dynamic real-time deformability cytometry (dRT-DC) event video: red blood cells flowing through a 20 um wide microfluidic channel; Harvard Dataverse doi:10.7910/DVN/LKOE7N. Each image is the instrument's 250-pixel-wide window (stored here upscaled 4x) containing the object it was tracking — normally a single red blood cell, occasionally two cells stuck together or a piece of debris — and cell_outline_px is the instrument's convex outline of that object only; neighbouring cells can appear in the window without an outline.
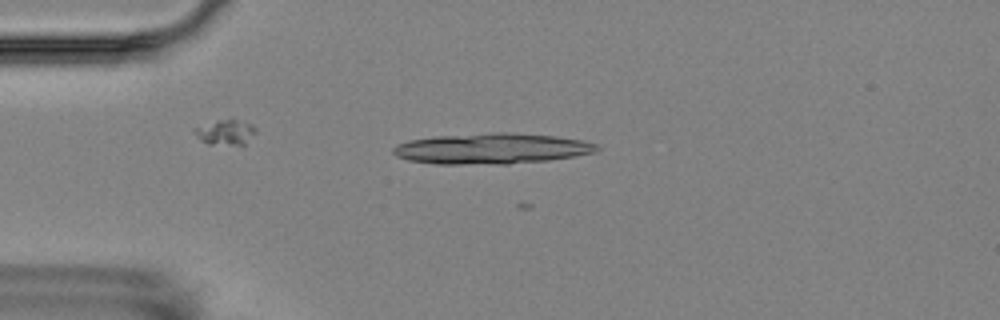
{"species": "Egyptian fruit bat (a non-hibernating species)", "species_latin": "Rousettus aegyptiacus", "temperature_condition": "room temperature", "stored_images_in_passage": 6, "camera_frame_rate_fps": 3000, "um_per_image_px": 0.085, "animal": {"sex": "female"}, "frame": {"image": 1, "passage_image": 4, "time_ms": 3.333, "image_size_px": [1000, 320], "cell_outline_px": [[600, 148], [596, 152], [548, 160], [508, 164], [436, 164], [408, 160], [396, 156], [392, 152], [392, 148], [408, 140], [436, 136], [492, 132], [512, 132], [556, 136], [584, 140], [596, 144]], "centroid_in_image_um": [41.79, 12.62], "position_along_channel_um": 43.2, "area_um2": 36.59}}